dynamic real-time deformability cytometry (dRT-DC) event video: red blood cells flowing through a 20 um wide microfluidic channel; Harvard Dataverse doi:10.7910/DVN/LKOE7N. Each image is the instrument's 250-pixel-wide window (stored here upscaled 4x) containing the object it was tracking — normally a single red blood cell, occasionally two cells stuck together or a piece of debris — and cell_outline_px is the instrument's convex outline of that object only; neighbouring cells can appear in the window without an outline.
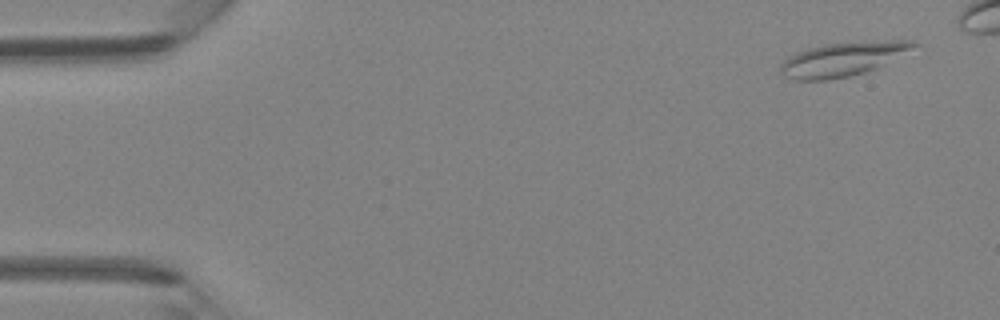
{"species": "Egyptian fruit bat (a non-hibernating species)", "species_latin": "Rousettus aegyptiacus", "temperature_condition": "room temperature", "stored_images_in_passage": 40, "camera_frame_rate_fps": 3000, "um_per_image_px": 0.085, "animal": {"sex": "female"}, "frame": {"image": 1, "passage_image": 1, "time_ms": 0.0, "image_size_px": [1000, 320], "cell_outline_px": [[920, 44], [876, 68], [864, 72], [848, 76], [828, 80], [796, 80], [784, 76], [780, 72], [780, 64], [784, 60], [808, 48], [828, 44], [892, 40], [912, 40]], "centroid_in_image_um": [71.62, 5.04], "position_along_channel_um": 13.4, "area_um2": 25.66}}
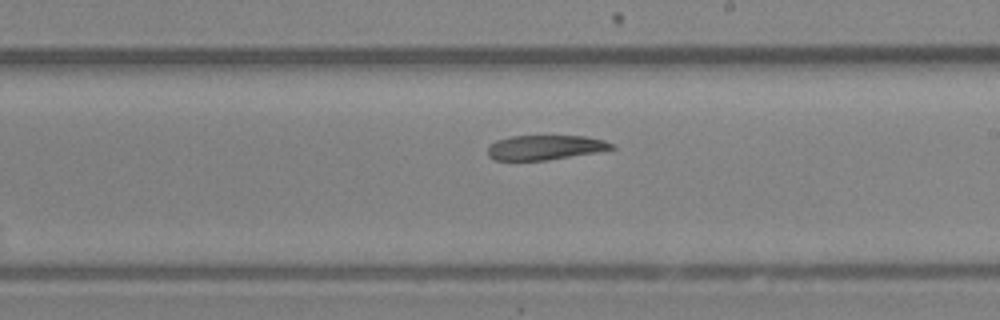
{"frame": {"image": 2, "passage_image": 25, "time_ms": 8.0, "image_size_px": [1000, 320], "cell_outline_px": [[616, 148], [596, 152], [548, 160], [492, 160], [488, 156], [488, 148], [496, 140], [512, 136], [584, 136], [604, 140], [616, 144]], "centroid_in_image_um": [46.36, 12.53], "position_along_channel_um": 242.6, "area_um2": 17.8}}
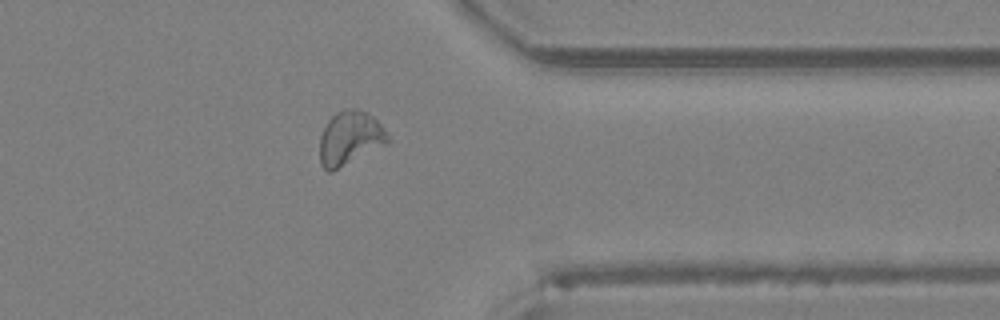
{"frame": {"image": 3, "passage_image": 35, "time_ms": 11.333, "image_size_px": [1000, 320], "cell_outline_px": [[388, 144], [332, 172], [328, 172], [320, 164], [320, 136], [328, 120], [336, 112], [344, 108], [356, 108], [372, 116], [384, 128], [388, 136]], "centroid_in_image_um": [29.73, 11.75], "position_along_channel_um": 381.7, "area_um2": 21.44}}